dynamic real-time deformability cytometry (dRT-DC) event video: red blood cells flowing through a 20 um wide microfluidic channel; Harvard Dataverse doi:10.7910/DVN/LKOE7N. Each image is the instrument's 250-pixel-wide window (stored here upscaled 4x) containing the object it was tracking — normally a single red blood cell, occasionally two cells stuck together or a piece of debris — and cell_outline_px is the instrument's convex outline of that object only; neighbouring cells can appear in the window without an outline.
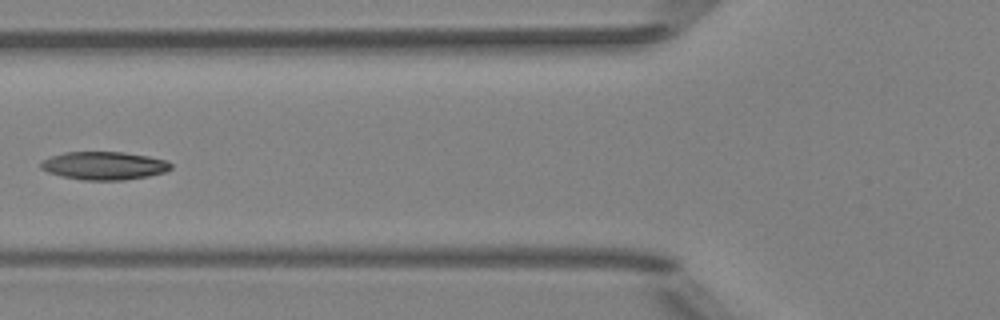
{"species": "Egyptian fruit bat (a non-hibernating species)", "species_latin": "Rousettus aegyptiacus", "temperature_condition": "room temperature", "stored_images_in_passage": 7, "camera_frame_rate_fps": 3000, "um_per_image_px": 0.085, "animal": {"sex": "female"}, "frame": {"image": 1, "passage_image": 6, "time_ms": 6.667, "image_size_px": [1000, 320], "cell_outline_px": [[172, 168], [164, 172], [148, 176], [124, 180], [80, 180], [60, 176], [48, 172], [40, 168], [40, 160], [64, 152], [124, 152], [148, 156], [164, 160], [172, 164]], "centroid_in_image_um": [8.81, 14.08], "position_along_channel_um": 117.0, "area_um2": 21.39}}
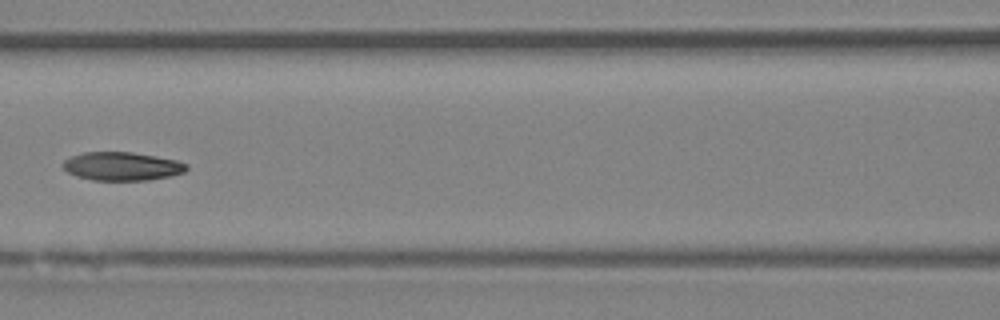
{"frame": {"image": 2, "passage_image": 7, "time_ms": 7.667, "image_size_px": [1000, 320], "cell_outline_px": [[188, 168], [184, 172], [172, 176], [148, 180], [92, 180], [76, 176], [68, 172], [60, 164], [64, 160], [72, 156], [84, 152], [132, 152], [156, 156], [176, 160], [188, 164]], "centroid_in_image_um": [10.37, 14.13], "position_along_channel_um": 156.2, "area_um2": 20.58}}